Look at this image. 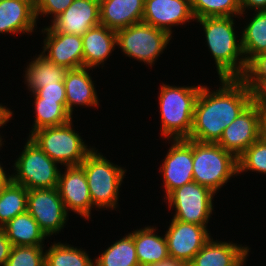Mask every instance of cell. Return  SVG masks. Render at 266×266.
I'll use <instances>...</instances> for the list:
<instances>
[{"mask_svg": "<svg viewBox=\"0 0 266 266\" xmlns=\"http://www.w3.org/2000/svg\"><path fill=\"white\" fill-rule=\"evenodd\" d=\"M12 247V243L8 240L4 231L0 229V266L6 265Z\"/></svg>", "mask_w": 266, "mask_h": 266, "instance_id": "obj_37", "label": "cell"}, {"mask_svg": "<svg viewBox=\"0 0 266 266\" xmlns=\"http://www.w3.org/2000/svg\"><path fill=\"white\" fill-rule=\"evenodd\" d=\"M248 252V247L210 238L187 266H236Z\"/></svg>", "mask_w": 266, "mask_h": 266, "instance_id": "obj_22", "label": "cell"}, {"mask_svg": "<svg viewBox=\"0 0 266 266\" xmlns=\"http://www.w3.org/2000/svg\"><path fill=\"white\" fill-rule=\"evenodd\" d=\"M88 67L67 70L64 77L66 109L72 116L73 105L98 106V95Z\"/></svg>", "mask_w": 266, "mask_h": 266, "instance_id": "obj_20", "label": "cell"}, {"mask_svg": "<svg viewBox=\"0 0 266 266\" xmlns=\"http://www.w3.org/2000/svg\"><path fill=\"white\" fill-rule=\"evenodd\" d=\"M45 266H94L86 251L60 242L45 252Z\"/></svg>", "mask_w": 266, "mask_h": 266, "instance_id": "obj_30", "label": "cell"}, {"mask_svg": "<svg viewBox=\"0 0 266 266\" xmlns=\"http://www.w3.org/2000/svg\"><path fill=\"white\" fill-rule=\"evenodd\" d=\"M253 102L266 115V82L253 94Z\"/></svg>", "mask_w": 266, "mask_h": 266, "instance_id": "obj_39", "label": "cell"}, {"mask_svg": "<svg viewBox=\"0 0 266 266\" xmlns=\"http://www.w3.org/2000/svg\"><path fill=\"white\" fill-rule=\"evenodd\" d=\"M215 193L195 181L172 191L167 197L169 208L175 207L173 219L206 227L213 210Z\"/></svg>", "mask_w": 266, "mask_h": 266, "instance_id": "obj_9", "label": "cell"}, {"mask_svg": "<svg viewBox=\"0 0 266 266\" xmlns=\"http://www.w3.org/2000/svg\"><path fill=\"white\" fill-rule=\"evenodd\" d=\"M254 94L266 82V53L254 56L248 63L241 78Z\"/></svg>", "mask_w": 266, "mask_h": 266, "instance_id": "obj_34", "label": "cell"}, {"mask_svg": "<svg viewBox=\"0 0 266 266\" xmlns=\"http://www.w3.org/2000/svg\"><path fill=\"white\" fill-rule=\"evenodd\" d=\"M13 115L12 111L9 110V108L2 106L0 104V127L4 126ZM2 138L0 137V147H2Z\"/></svg>", "mask_w": 266, "mask_h": 266, "instance_id": "obj_40", "label": "cell"}, {"mask_svg": "<svg viewBox=\"0 0 266 266\" xmlns=\"http://www.w3.org/2000/svg\"><path fill=\"white\" fill-rule=\"evenodd\" d=\"M11 180H12V177L10 175L6 176V172L3 170V167L0 164V190L4 186H6Z\"/></svg>", "mask_w": 266, "mask_h": 266, "instance_id": "obj_42", "label": "cell"}, {"mask_svg": "<svg viewBox=\"0 0 266 266\" xmlns=\"http://www.w3.org/2000/svg\"><path fill=\"white\" fill-rule=\"evenodd\" d=\"M1 229L13 246H42L47 237L28 211L18 214Z\"/></svg>", "mask_w": 266, "mask_h": 266, "instance_id": "obj_24", "label": "cell"}, {"mask_svg": "<svg viewBox=\"0 0 266 266\" xmlns=\"http://www.w3.org/2000/svg\"><path fill=\"white\" fill-rule=\"evenodd\" d=\"M242 14H245L246 8L255 9V11L266 10V0H240Z\"/></svg>", "mask_w": 266, "mask_h": 266, "instance_id": "obj_38", "label": "cell"}, {"mask_svg": "<svg viewBox=\"0 0 266 266\" xmlns=\"http://www.w3.org/2000/svg\"><path fill=\"white\" fill-rule=\"evenodd\" d=\"M242 31V49L248 63L254 56L266 53V10L257 11Z\"/></svg>", "mask_w": 266, "mask_h": 266, "instance_id": "obj_26", "label": "cell"}, {"mask_svg": "<svg viewBox=\"0 0 266 266\" xmlns=\"http://www.w3.org/2000/svg\"><path fill=\"white\" fill-rule=\"evenodd\" d=\"M83 67L89 70L104 63L116 46V31L103 25L89 29L82 36Z\"/></svg>", "mask_w": 266, "mask_h": 266, "instance_id": "obj_21", "label": "cell"}, {"mask_svg": "<svg viewBox=\"0 0 266 266\" xmlns=\"http://www.w3.org/2000/svg\"><path fill=\"white\" fill-rule=\"evenodd\" d=\"M196 20L203 26L219 78H242L247 62L241 39L239 42L236 40L233 17H204Z\"/></svg>", "mask_w": 266, "mask_h": 266, "instance_id": "obj_2", "label": "cell"}, {"mask_svg": "<svg viewBox=\"0 0 266 266\" xmlns=\"http://www.w3.org/2000/svg\"><path fill=\"white\" fill-rule=\"evenodd\" d=\"M247 256H248V254L236 266H243L244 263L246 262L244 260H246Z\"/></svg>", "mask_w": 266, "mask_h": 266, "instance_id": "obj_44", "label": "cell"}, {"mask_svg": "<svg viewBox=\"0 0 266 266\" xmlns=\"http://www.w3.org/2000/svg\"><path fill=\"white\" fill-rule=\"evenodd\" d=\"M145 0H99L100 24L115 31L141 22Z\"/></svg>", "mask_w": 266, "mask_h": 266, "instance_id": "obj_18", "label": "cell"}, {"mask_svg": "<svg viewBox=\"0 0 266 266\" xmlns=\"http://www.w3.org/2000/svg\"><path fill=\"white\" fill-rule=\"evenodd\" d=\"M218 90L201 87L188 139L216 143L228 127L252 102L253 93L241 78H222Z\"/></svg>", "mask_w": 266, "mask_h": 266, "instance_id": "obj_1", "label": "cell"}, {"mask_svg": "<svg viewBox=\"0 0 266 266\" xmlns=\"http://www.w3.org/2000/svg\"><path fill=\"white\" fill-rule=\"evenodd\" d=\"M40 98L50 101H58L66 108V95L64 82L46 85L35 92Z\"/></svg>", "mask_w": 266, "mask_h": 266, "instance_id": "obj_36", "label": "cell"}, {"mask_svg": "<svg viewBox=\"0 0 266 266\" xmlns=\"http://www.w3.org/2000/svg\"><path fill=\"white\" fill-rule=\"evenodd\" d=\"M27 211L47 237L59 233L68 217L57 188L28 190Z\"/></svg>", "mask_w": 266, "mask_h": 266, "instance_id": "obj_10", "label": "cell"}, {"mask_svg": "<svg viewBox=\"0 0 266 266\" xmlns=\"http://www.w3.org/2000/svg\"><path fill=\"white\" fill-rule=\"evenodd\" d=\"M238 174V159L217 143L193 140V179L214 193Z\"/></svg>", "mask_w": 266, "mask_h": 266, "instance_id": "obj_4", "label": "cell"}, {"mask_svg": "<svg viewBox=\"0 0 266 266\" xmlns=\"http://www.w3.org/2000/svg\"><path fill=\"white\" fill-rule=\"evenodd\" d=\"M194 21L190 0H145L142 21L172 34L171 26Z\"/></svg>", "mask_w": 266, "mask_h": 266, "instance_id": "obj_17", "label": "cell"}, {"mask_svg": "<svg viewBox=\"0 0 266 266\" xmlns=\"http://www.w3.org/2000/svg\"><path fill=\"white\" fill-rule=\"evenodd\" d=\"M33 96H35L36 117L31 134L38 129L60 126L72 120L70 113L58 101L42 99L36 93H33Z\"/></svg>", "mask_w": 266, "mask_h": 266, "instance_id": "obj_29", "label": "cell"}, {"mask_svg": "<svg viewBox=\"0 0 266 266\" xmlns=\"http://www.w3.org/2000/svg\"><path fill=\"white\" fill-rule=\"evenodd\" d=\"M94 262V266H140L133 232L111 244Z\"/></svg>", "mask_w": 266, "mask_h": 266, "instance_id": "obj_27", "label": "cell"}, {"mask_svg": "<svg viewBox=\"0 0 266 266\" xmlns=\"http://www.w3.org/2000/svg\"><path fill=\"white\" fill-rule=\"evenodd\" d=\"M195 19L242 15L240 0H190Z\"/></svg>", "mask_w": 266, "mask_h": 266, "instance_id": "obj_31", "label": "cell"}, {"mask_svg": "<svg viewBox=\"0 0 266 266\" xmlns=\"http://www.w3.org/2000/svg\"><path fill=\"white\" fill-rule=\"evenodd\" d=\"M43 32H47L42 52L44 57L67 70L83 67L81 36L54 32L49 27L44 28Z\"/></svg>", "mask_w": 266, "mask_h": 266, "instance_id": "obj_16", "label": "cell"}, {"mask_svg": "<svg viewBox=\"0 0 266 266\" xmlns=\"http://www.w3.org/2000/svg\"><path fill=\"white\" fill-rule=\"evenodd\" d=\"M72 126L71 120L60 126L41 128L29 138L57 164L79 166L93 148H87Z\"/></svg>", "mask_w": 266, "mask_h": 266, "instance_id": "obj_6", "label": "cell"}, {"mask_svg": "<svg viewBox=\"0 0 266 266\" xmlns=\"http://www.w3.org/2000/svg\"><path fill=\"white\" fill-rule=\"evenodd\" d=\"M167 197L176 188L194 181L193 140L173 139V144L165 156L160 169Z\"/></svg>", "mask_w": 266, "mask_h": 266, "instance_id": "obj_13", "label": "cell"}, {"mask_svg": "<svg viewBox=\"0 0 266 266\" xmlns=\"http://www.w3.org/2000/svg\"><path fill=\"white\" fill-rule=\"evenodd\" d=\"M74 0H34L36 19L40 15H53V19L63 13Z\"/></svg>", "mask_w": 266, "mask_h": 266, "instance_id": "obj_35", "label": "cell"}, {"mask_svg": "<svg viewBox=\"0 0 266 266\" xmlns=\"http://www.w3.org/2000/svg\"><path fill=\"white\" fill-rule=\"evenodd\" d=\"M105 158L93 148L80 166L87 177L93 206L99 209H115L126 169L114 165Z\"/></svg>", "mask_w": 266, "mask_h": 266, "instance_id": "obj_5", "label": "cell"}, {"mask_svg": "<svg viewBox=\"0 0 266 266\" xmlns=\"http://www.w3.org/2000/svg\"><path fill=\"white\" fill-rule=\"evenodd\" d=\"M27 196L28 190L12 180L0 190V229L27 211Z\"/></svg>", "mask_w": 266, "mask_h": 266, "instance_id": "obj_28", "label": "cell"}, {"mask_svg": "<svg viewBox=\"0 0 266 266\" xmlns=\"http://www.w3.org/2000/svg\"><path fill=\"white\" fill-rule=\"evenodd\" d=\"M154 227H145L133 232V240L140 266H148L169 258L165 237L156 235Z\"/></svg>", "mask_w": 266, "mask_h": 266, "instance_id": "obj_23", "label": "cell"}, {"mask_svg": "<svg viewBox=\"0 0 266 266\" xmlns=\"http://www.w3.org/2000/svg\"><path fill=\"white\" fill-rule=\"evenodd\" d=\"M49 26L54 32L82 36L100 25L99 0H74Z\"/></svg>", "mask_w": 266, "mask_h": 266, "instance_id": "obj_15", "label": "cell"}, {"mask_svg": "<svg viewBox=\"0 0 266 266\" xmlns=\"http://www.w3.org/2000/svg\"><path fill=\"white\" fill-rule=\"evenodd\" d=\"M260 139L266 143V115H263L260 126Z\"/></svg>", "mask_w": 266, "mask_h": 266, "instance_id": "obj_43", "label": "cell"}, {"mask_svg": "<svg viewBox=\"0 0 266 266\" xmlns=\"http://www.w3.org/2000/svg\"><path fill=\"white\" fill-rule=\"evenodd\" d=\"M248 170L266 174V143L260 138L238 158V174Z\"/></svg>", "mask_w": 266, "mask_h": 266, "instance_id": "obj_32", "label": "cell"}, {"mask_svg": "<svg viewBox=\"0 0 266 266\" xmlns=\"http://www.w3.org/2000/svg\"><path fill=\"white\" fill-rule=\"evenodd\" d=\"M161 86L158 98L162 135L170 140L188 139L193 125L195 104L202 86Z\"/></svg>", "mask_w": 266, "mask_h": 266, "instance_id": "obj_3", "label": "cell"}, {"mask_svg": "<svg viewBox=\"0 0 266 266\" xmlns=\"http://www.w3.org/2000/svg\"><path fill=\"white\" fill-rule=\"evenodd\" d=\"M164 236L169 256L186 265L211 238L205 226L185 223L176 219H172Z\"/></svg>", "mask_w": 266, "mask_h": 266, "instance_id": "obj_12", "label": "cell"}, {"mask_svg": "<svg viewBox=\"0 0 266 266\" xmlns=\"http://www.w3.org/2000/svg\"><path fill=\"white\" fill-rule=\"evenodd\" d=\"M43 246H13L5 266H45Z\"/></svg>", "mask_w": 266, "mask_h": 266, "instance_id": "obj_33", "label": "cell"}, {"mask_svg": "<svg viewBox=\"0 0 266 266\" xmlns=\"http://www.w3.org/2000/svg\"><path fill=\"white\" fill-rule=\"evenodd\" d=\"M262 110L252 102L228 127L216 142L237 159L260 138Z\"/></svg>", "mask_w": 266, "mask_h": 266, "instance_id": "obj_11", "label": "cell"}, {"mask_svg": "<svg viewBox=\"0 0 266 266\" xmlns=\"http://www.w3.org/2000/svg\"><path fill=\"white\" fill-rule=\"evenodd\" d=\"M34 0L0 2V33H32L36 26Z\"/></svg>", "mask_w": 266, "mask_h": 266, "instance_id": "obj_19", "label": "cell"}, {"mask_svg": "<svg viewBox=\"0 0 266 266\" xmlns=\"http://www.w3.org/2000/svg\"><path fill=\"white\" fill-rule=\"evenodd\" d=\"M148 266H187V265L182 261L169 257L165 260H162L158 263L148 265Z\"/></svg>", "mask_w": 266, "mask_h": 266, "instance_id": "obj_41", "label": "cell"}, {"mask_svg": "<svg viewBox=\"0 0 266 266\" xmlns=\"http://www.w3.org/2000/svg\"><path fill=\"white\" fill-rule=\"evenodd\" d=\"M14 163L17 174L12 181L27 190L57 188L60 170L40 147L28 138L22 154Z\"/></svg>", "mask_w": 266, "mask_h": 266, "instance_id": "obj_7", "label": "cell"}, {"mask_svg": "<svg viewBox=\"0 0 266 266\" xmlns=\"http://www.w3.org/2000/svg\"><path fill=\"white\" fill-rule=\"evenodd\" d=\"M66 169L64 174L60 172L57 185L65 209L89 220L93 204L84 169L80 165L68 166Z\"/></svg>", "mask_w": 266, "mask_h": 266, "instance_id": "obj_14", "label": "cell"}, {"mask_svg": "<svg viewBox=\"0 0 266 266\" xmlns=\"http://www.w3.org/2000/svg\"><path fill=\"white\" fill-rule=\"evenodd\" d=\"M172 35L143 21L116 31V45L128 57L152 65Z\"/></svg>", "mask_w": 266, "mask_h": 266, "instance_id": "obj_8", "label": "cell"}, {"mask_svg": "<svg viewBox=\"0 0 266 266\" xmlns=\"http://www.w3.org/2000/svg\"><path fill=\"white\" fill-rule=\"evenodd\" d=\"M25 71V82L28 89L35 93L46 85L63 82L67 69L49 61L43 54L29 63Z\"/></svg>", "mask_w": 266, "mask_h": 266, "instance_id": "obj_25", "label": "cell"}]
</instances>
